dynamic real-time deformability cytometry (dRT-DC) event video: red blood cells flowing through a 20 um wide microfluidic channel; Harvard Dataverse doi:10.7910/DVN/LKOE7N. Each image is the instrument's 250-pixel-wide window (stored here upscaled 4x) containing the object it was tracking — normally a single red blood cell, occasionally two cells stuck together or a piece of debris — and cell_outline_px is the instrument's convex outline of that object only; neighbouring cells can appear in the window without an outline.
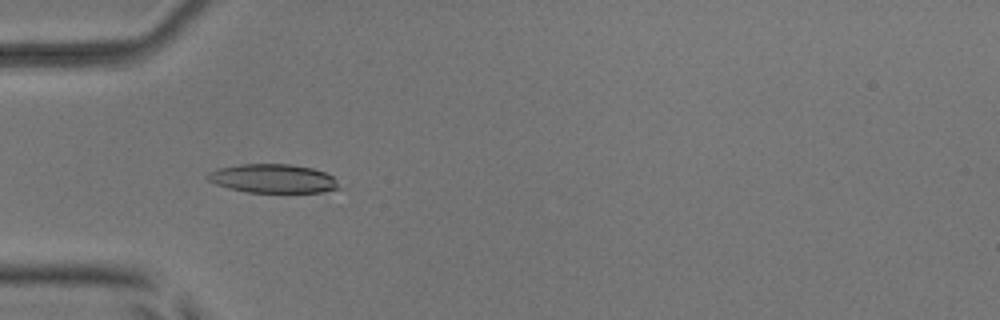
{"species": "common noctule bat (a hibernating species)", "species_latin": "Nyctalus noctula", "temperature_condition": "room temperature", "stored_images_in_passage": 4, "camera_frame_rate_fps": 3000, "um_per_image_px": 0.085, "animal": {"sex": "male", "body_mass_g": 17.9, "forearm_length_mm": 54.2}, "frame": {"image": 1, "passage_image": 4, "time_ms": 1.0, "image_size_px": [1000, 320], "cell_outline_px": [[340, 188], [324, 192], [248, 192], [228, 188], [216, 184], [208, 180], [204, 176], [208, 172], [216, 168], [240, 164], [288, 164], [312, 168], [324, 172], [332, 176], [336, 180]], "centroid_in_image_um": [23.16, 15.17], "position_along_channel_um": 61.8, "area_um2": 22.08}}